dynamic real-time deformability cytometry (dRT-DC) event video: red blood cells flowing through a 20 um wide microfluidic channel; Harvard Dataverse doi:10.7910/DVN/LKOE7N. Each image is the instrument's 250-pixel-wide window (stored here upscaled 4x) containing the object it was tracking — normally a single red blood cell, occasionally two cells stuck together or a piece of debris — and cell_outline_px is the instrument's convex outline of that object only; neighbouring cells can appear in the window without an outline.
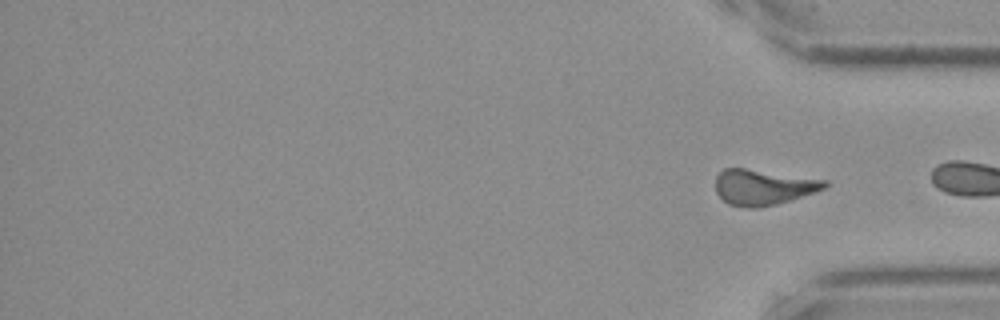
{"species": "Egyptian fruit bat (a non-hibernating species)", "species_latin": "Rousettus aegyptiacus", "temperature_condition": "cold", "stored_images_in_passage": 13, "segment_of_instrument_passage": [2, 2], "camera_frame_rate_fps": 3000, "um_per_image_px": 0.085, "frame": {"image": 1, "passage_image": 13, "time_ms": 4.0, "image_size_px": [1000, 320], "cell_outline_px": [[828, 184], [824, 188], [776, 204], [756, 208], [748, 208], [728, 204], [716, 192], [716, 176], [724, 168], [744, 168], [828, 180]], "centroid_in_image_um": [64.83, 15.9], "position_along_channel_um": 370.4, "area_um2": 22.25}}